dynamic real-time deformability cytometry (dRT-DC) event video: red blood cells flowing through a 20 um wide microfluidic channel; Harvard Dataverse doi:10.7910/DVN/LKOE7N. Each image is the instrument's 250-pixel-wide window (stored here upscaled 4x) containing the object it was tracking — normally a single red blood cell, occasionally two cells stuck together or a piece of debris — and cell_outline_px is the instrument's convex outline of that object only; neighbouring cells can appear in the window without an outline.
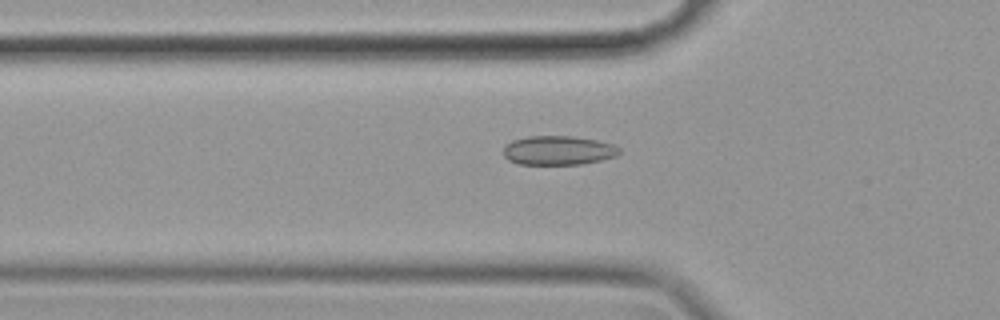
{"species": "common noctule bat (a hibernating species)", "species_latin": "Nyctalus noctula", "temperature_condition": "cold", "stored_images_in_passage": 40, "camera_frame_rate_fps": 3000, "um_per_image_px": 0.085, "animal": {"sex": "female", "body_mass_g": 19.9}, "frame": {"image": 1, "passage_image": 2, "time_ms": 0.333, "image_size_px": [1000, 320], "cell_outline_px": [[620, 152], [616, 156], [584, 164], [516, 164], [508, 160], [504, 156], [504, 148], [512, 140], [528, 136], [572, 136], [596, 140], [612, 144], [620, 148]], "centroid_in_image_um": [47.44, 12.78], "position_along_channel_um": 78.4, "area_um2": 19.65}}
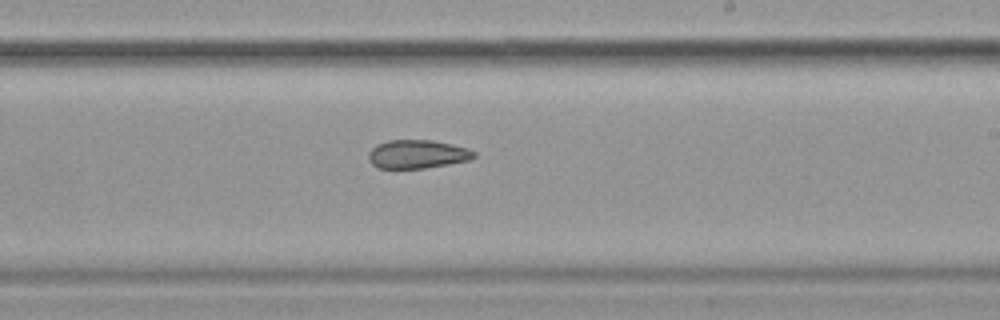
{"frame": {"image": 2, "passage_image": 17, "time_ms": 5.333, "image_size_px": [1000, 320], "cell_outline_px": [[476, 156], [468, 160], [448, 164], [424, 168], [376, 168], [368, 160], [368, 152], [376, 144], [388, 140], [432, 140], [452, 144], [468, 148], [476, 152]], "centroid_in_image_um": [35.45, 13.1], "position_along_channel_um": 253.6, "area_um2": 17.63}}
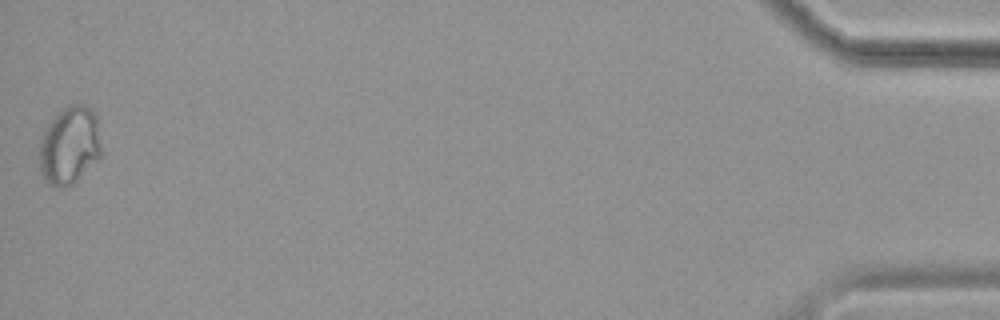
{"frame": {"image": 3, "passage_image": 40, "time_ms": 13.0, "image_size_px": [1000, 320], "cell_outline_px": [[100, 156], [72, 184], [64, 188], [60, 188], [52, 184], [44, 176], [40, 168], [40, 140], [48, 124], [68, 104], [84, 104], [96, 116], [100, 148]], "centroid_in_image_um": [5.9, 12.35], "position_along_channel_um": 429.3, "area_um2": 27.22}, "authors_computed_cell_mechanics": {"area_um2": 19.1607, "velocity_mm_per_s": 3.5045, "shape_relaxation_time_tau1_ms": null, "shape_relaxation_time_tau2_ms": 5.5934, "deformation_change_tau1": null, "deformation_change_tau2": 0.0687}}